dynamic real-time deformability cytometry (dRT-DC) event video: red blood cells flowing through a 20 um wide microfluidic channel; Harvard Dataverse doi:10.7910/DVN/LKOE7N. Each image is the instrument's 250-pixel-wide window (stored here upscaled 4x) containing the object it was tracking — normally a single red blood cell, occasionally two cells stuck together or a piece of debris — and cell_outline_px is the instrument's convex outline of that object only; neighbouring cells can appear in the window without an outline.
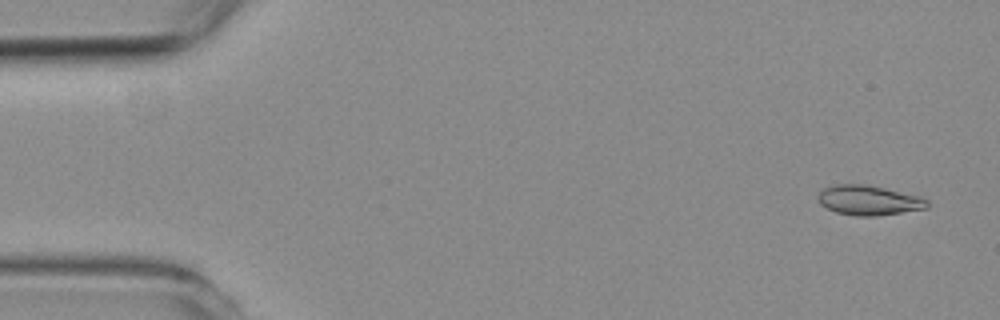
{"species": "common noctule bat (a hibernating species)", "species_latin": "Nyctalus noctula", "temperature_condition": "room temperature", "stored_images_in_passage": 53, "camera_frame_rate_fps": 3000, "um_per_image_px": 0.085, "animal": {"sex": "female", "body_mass_g": 19.3, "forearm_length_mm": 54.1}, "frame": {"image": 1, "passage_image": 2, "time_ms": 0.333, "image_size_px": [1000, 320], "cell_outline_px": [[928, 208], [876, 216], [856, 216], [836, 212], [820, 204], [816, 196], [824, 188], [836, 184], [868, 184], [920, 196], [928, 200]], "centroid_in_image_um": [73.84, 17.02], "position_along_channel_um": 11.2, "area_um2": 19.02}}
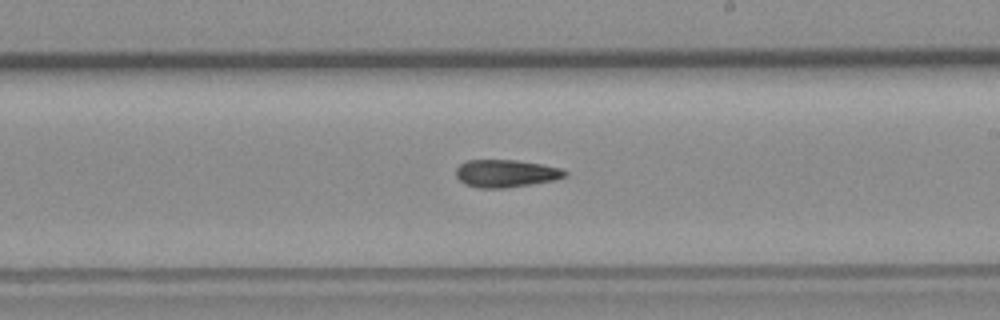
{"frame": {"image": 2, "passage_image": 30, "time_ms": 9.667, "image_size_px": [1000, 320], "cell_outline_px": [[568, 176], [556, 180], [532, 184], [504, 188], [480, 188], [464, 184], [456, 176], [456, 168], [460, 164], [468, 160], [516, 160], [540, 164], [560, 168], [568, 172]], "centroid_in_image_um": [43.01, 14.75], "position_along_channel_um": 246.0, "area_um2": 17.57}}
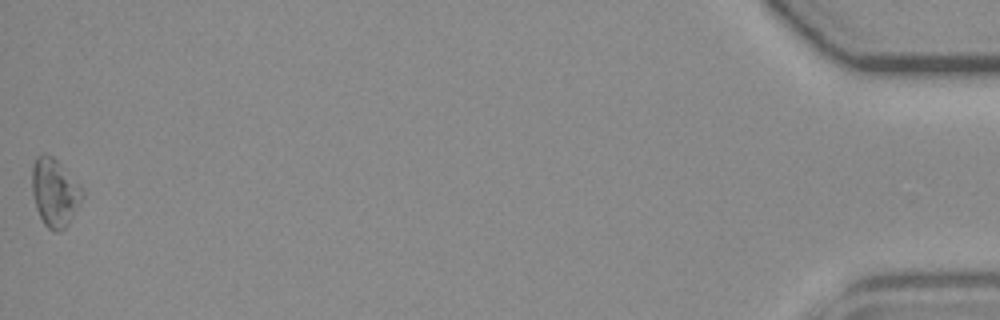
{"frame": {"image": 3, "passage_image": 53, "time_ms": 17.333, "image_size_px": [1000, 320], "cell_outline_px": [[84, 196], [80, 204], [68, 224], [60, 232], [52, 232], [44, 224], [36, 208], [32, 192], [32, 164], [36, 156], [44, 152], [52, 156], [80, 184], [84, 192]], "centroid_in_image_um": [4.65, 16.36], "position_along_channel_um": 430.6, "area_um2": 20.11}}